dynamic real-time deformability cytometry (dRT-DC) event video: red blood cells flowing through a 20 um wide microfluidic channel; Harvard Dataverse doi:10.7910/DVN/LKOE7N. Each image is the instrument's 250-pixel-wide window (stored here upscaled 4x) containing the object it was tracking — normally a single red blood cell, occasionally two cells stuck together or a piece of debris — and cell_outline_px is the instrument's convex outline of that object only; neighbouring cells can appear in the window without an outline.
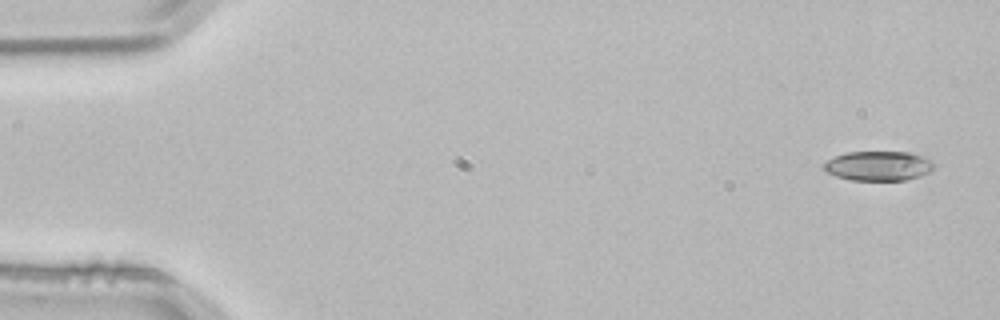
{"species": "common noctule bat (a hibernating species)", "species_latin": "Nyctalus noctula", "temperature_condition": "room temperature", "stored_images_in_passage": 3, "camera_frame_rate_fps": 3000, "um_per_image_px": 0.085, "animal": {"sex": "male", "body_mass_g": 21.5, "forearm_length_mm": 52.0}, "frame": {"image": 1, "passage_image": 1, "time_ms": 0.0, "image_size_px": [1000, 320], "cell_outline_px": [[936, 164], [928, 172], [920, 176], [908, 180], [852, 180], [836, 176], [824, 172], [820, 168], [820, 164], [836, 156], [848, 152], [912, 152], [924, 156], [932, 160]], "centroid_in_image_um": [74.64, 14.1], "position_along_channel_um": 10.4, "area_um2": 19.31}}
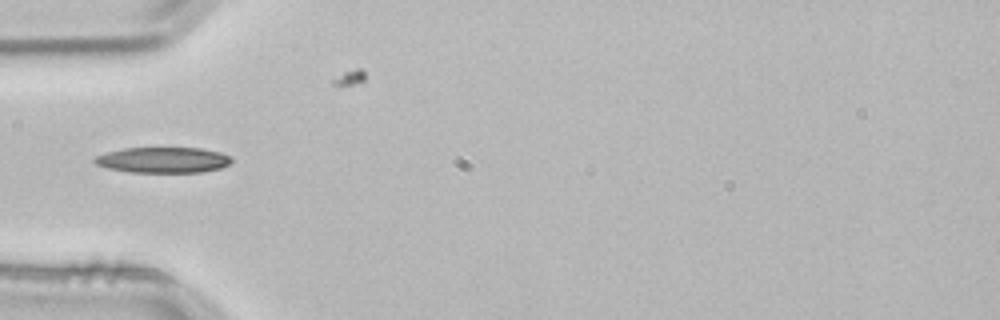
{"frame": {"image": 2, "passage_image": 3, "time_ms": 0.667, "image_size_px": [1000, 320], "cell_outline_px": [[232, 160], [228, 164], [220, 168], [200, 172], [132, 172], [108, 168], [96, 164], [92, 160], [96, 156], [108, 152], [124, 148], [200, 148], [220, 152], [228, 156]], "centroid_in_image_um": [13.84, 13.59], "position_along_channel_um": 71.2, "area_um2": 20.23}}